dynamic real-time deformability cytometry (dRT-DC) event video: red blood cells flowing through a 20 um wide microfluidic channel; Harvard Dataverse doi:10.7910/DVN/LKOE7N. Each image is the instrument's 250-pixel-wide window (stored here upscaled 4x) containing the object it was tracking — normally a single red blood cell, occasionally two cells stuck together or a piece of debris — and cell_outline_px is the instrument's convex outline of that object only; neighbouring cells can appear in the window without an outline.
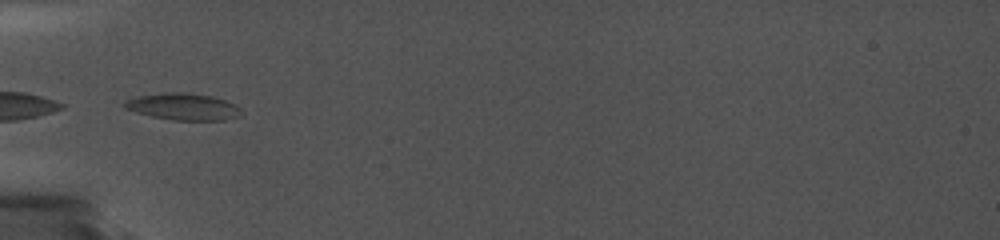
{"species": "common noctule bat (a hibernating species)", "species_latin": "Nyctalus noctula", "temperature_condition": "cold", "stored_images_in_passage": 16, "segment_of_instrument_passage": [1, 2], "camera_frame_rate_fps": 5000, "um_per_image_px": 0.085, "animal": {"sex": "female", "body_mass_g": 19.0, "forearm_length_mm": 56.7}, "frame": {"image": 1, "passage_image": 1, "time_ms": 0.0, "image_size_px": [1000, 240], "cell_outline_px": [[240, 108], [236, 116], [224, 120], [172, 120], [152, 116], [136, 112], [124, 108], [124, 104], [128, 100], [136, 96], [168, 92], [184, 92], [212, 96], [236, 104]], "centroid_in_image_um": [15.54, 9.06], "position_along_channel_um": 69.5, "area_um2": 17.92}}
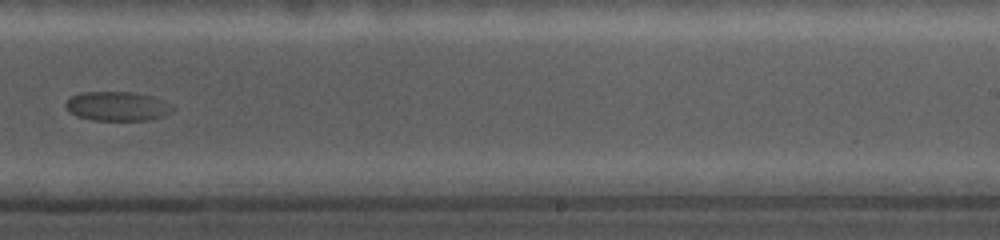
{"frame": {"image": 2, "passage_image": 8, "time_ms": 6.0, "image_size_px": [1000, 240], "cell_outline_px": [[176, 108], [160, 116], [148, 120], [92, 120], [76, 116], [64, 104], [72, 96], [80, 92], [136, 92], [152, 96], [172, 104]], "centroid_in_image_um": [9.98, 9.02], "position_along_channel_um": 279.0, "area_um2": 18.09}}
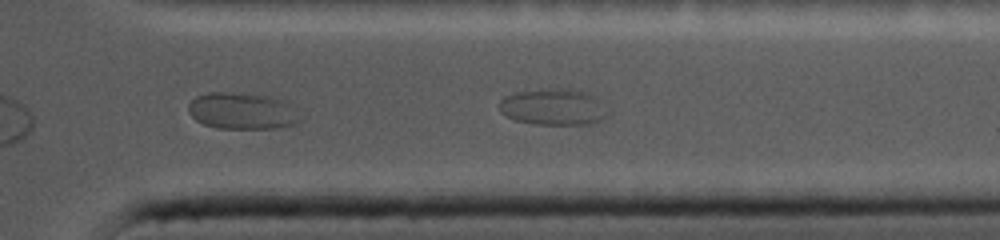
{"frame": {"image": 3, "passage_image": 14, "time_ms": 8.4, "image_size_px": [1000, 240], "cell_outline_px": [[300, 120], [292, 124], [280, 128], [216, 128], [204, 124], [196, 120], [188, 112], [188, 104], [196, 96], [208, 92], [228, 92], [264, 96], [280, 100], [288, 104], [300, 116]], "centroid_in_image_um": [20.51, 9.44], "position_along_channel_um": 390.9, "area_um2": 23.41}}